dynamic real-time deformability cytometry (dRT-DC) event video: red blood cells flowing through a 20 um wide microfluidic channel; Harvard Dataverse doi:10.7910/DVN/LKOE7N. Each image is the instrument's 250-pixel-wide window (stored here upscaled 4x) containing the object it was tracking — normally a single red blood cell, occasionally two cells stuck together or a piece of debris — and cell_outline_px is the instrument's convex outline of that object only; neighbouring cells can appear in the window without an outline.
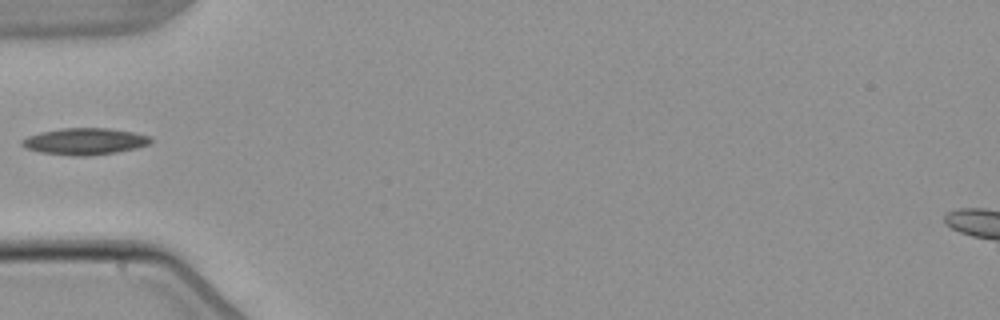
{"species": "common noctule bat (a hibernating species)", "species_latin": "Nyctalus noctula", "temperature_condition": "warm", "stored_images_in_passage": 5, "camera_frame_rate_fps": 3000, "um_per_image_px": 0.085, "animal": {"sex": "male", "body_mass_g": 21.5, "forearm_length_mm": 52.0}, "frame": {"image": 1, "passage_image": 5, "time_ms": 5.0, "image_size_px": [1000, 320], "cell_outline_px": [[152, 140], [148, 144], [136, 148], [116, 152], [88, 156], [72, 156], [40, 152], [28, 148], [20, 144], [20, 140], [28, 136], [40, 132], [60, 128], [108, 128], [136, 132], [148, 136]], "centroid_in_image_um": [7.19, 12.01], "position_along_channel_um": 77.8, "area_um2": 20.0}}